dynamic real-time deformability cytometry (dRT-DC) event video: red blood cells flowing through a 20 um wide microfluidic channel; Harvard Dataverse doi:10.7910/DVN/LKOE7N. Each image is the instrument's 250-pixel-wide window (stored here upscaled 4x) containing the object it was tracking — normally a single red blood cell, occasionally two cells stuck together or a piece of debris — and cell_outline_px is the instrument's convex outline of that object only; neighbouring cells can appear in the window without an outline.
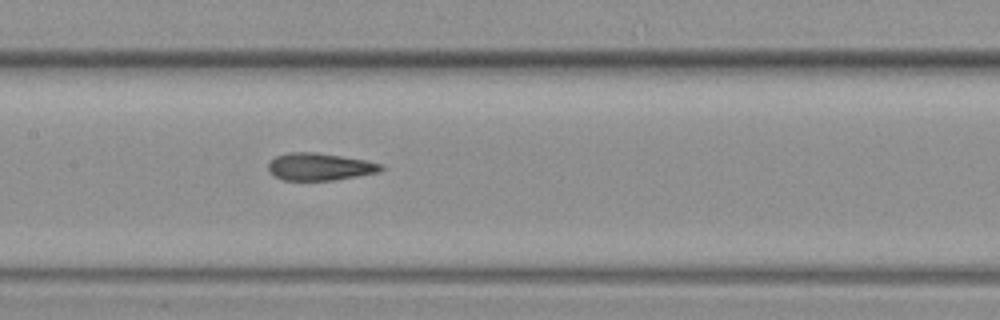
{"species": "common noctule bat (a hibernating species)", "species_latin": "Nyctalus noctula", "temperature_condition": "warm", "stored_images_in_passage": 11, "segment_of_instrument_passage": [1, 2], "camera_frame_rate_fps": 3000, "um_per_image_px": 0.085, "animal": {"sex": "female", "body_mass_g": 19.3, "forearm_length_mm": 54.1}, "frame": {"image": 1, "passage_image": 10, "time_ms": 3.0, "image_size_px": [1000, 320], "cell_outline_px": [[384, 168], [380, 172], [332, 180], [284, 180], [276, 176], [268, 168], [268, 164], [276, 156], [288, 152], [316, 152], [364, 160], [384, 164]], "centroid_in_image_um": [27.2, 14.16], "position_along_channel_um": 180.2, "area_um2": 17.74}}